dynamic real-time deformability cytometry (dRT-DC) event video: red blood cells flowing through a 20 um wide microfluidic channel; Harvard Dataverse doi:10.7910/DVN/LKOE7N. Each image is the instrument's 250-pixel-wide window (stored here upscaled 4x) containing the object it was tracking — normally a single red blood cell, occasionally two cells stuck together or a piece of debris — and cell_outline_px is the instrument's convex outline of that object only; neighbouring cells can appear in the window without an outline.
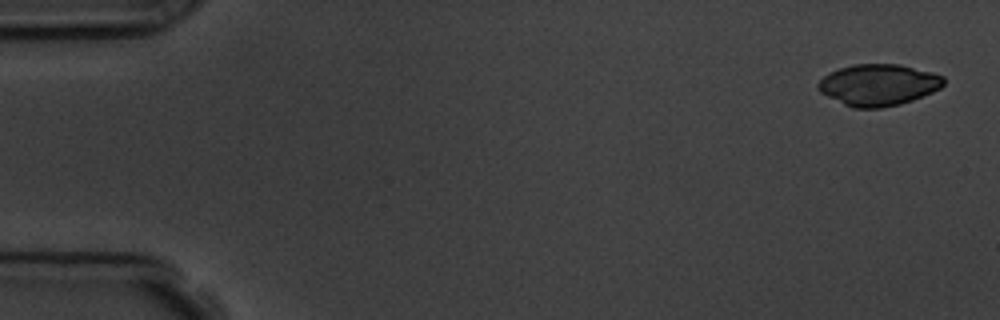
{"species": "common noctule bat (a hibernating species)", "species_latin": "Nyctalus noctula", "temperature_condition": "room temperature", "stored_images_in_passage": 5, "camera_frame_rate_fps": 3000, "um_per_image_px": 0.085, "animal": {"sex": "male", "body_mass_g": 19.5, "forearm_length_mm": 54.6}, "frame": {"image": 1, "passage_image": 1, "time_ms": 0.0, "image_size_px": [1000, 320], "cell_outline_px": [[944, 84], [940, 88], [932, 92], [912, 100], [900, 104], [880, 108], [852, 108], [820, 92], [816, 88], [816, 84], [828, 72], [840, 68], [856, 64], [900, 64], [932, 72], [944, 76]], "centroid_in_image_um": [74.65, 7.21], "position_along_channel_um": 10.3, "area_um2": 30.35}}